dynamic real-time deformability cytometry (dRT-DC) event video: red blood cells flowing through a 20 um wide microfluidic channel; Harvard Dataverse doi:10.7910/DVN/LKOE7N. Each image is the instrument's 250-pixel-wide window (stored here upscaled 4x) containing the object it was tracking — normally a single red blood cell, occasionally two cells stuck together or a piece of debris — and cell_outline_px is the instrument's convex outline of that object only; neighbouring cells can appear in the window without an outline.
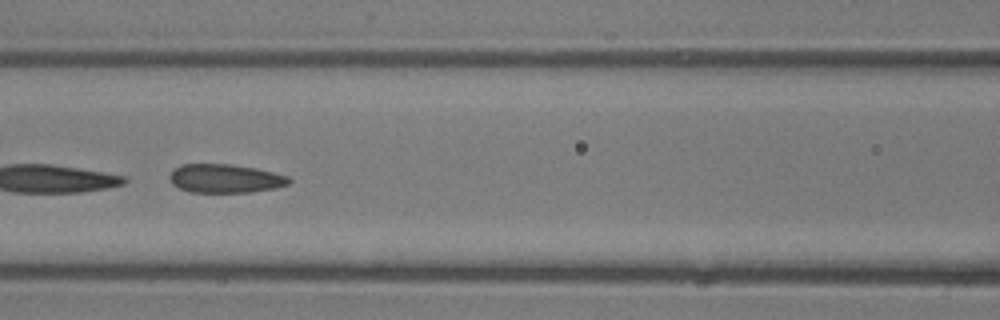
{"species": "common noctule bat (a hibernating species)", "species_latin": "Nyctalus noctula", "temperature_condition": "room temperature", "stored_images_in_passage": 42, "camera_frame_rate_fps": 3000, "um_per_image_px": 0.085, "animal": {"sex": "male", "body_mass_g": 13.3}, "frame": {"image": 1, "passage_image": 19, "time_ms": 6.0, "image_size_px": [1000, 320], "cell_outline_px": [[292, 180], [288, 184], [276, 188], [252, 192], [188, 192], [172, 184], [168, 176], [180, 164], [232, 164], [256, 168], [288, 176]], "centroid_in_image_um": [19.14, 15.17], "position_along_channel_um": 147.5, "area_um2": 20.0}}
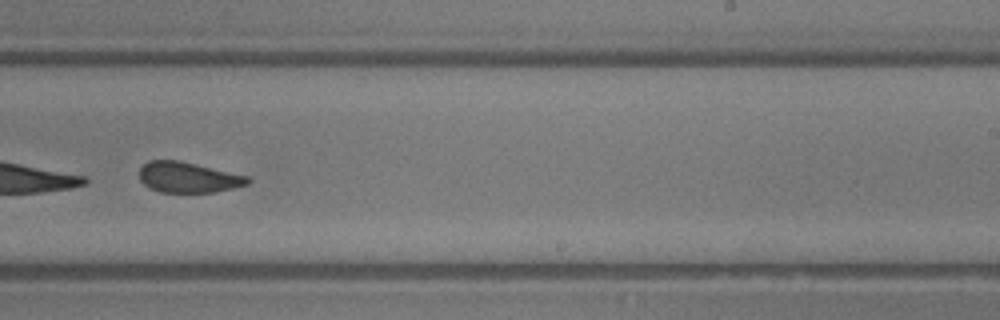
{"frame": {"image": 2, "passage_image": 27, "time_ms": 8.667, "image_size_px": [1000, 320], "cell_outline_px": [[252, 180], [248, 184], [232, 188], [212, 192], [160, 192], [148, 188], [140, 180], [140, 168], [148, 160], [180, 160], [248, 176]], "centroid_in_image_um": [15.98, 15.07], "position_along_channel_um": 273.0, "area_um2": 19.31}, "authors_computed_cell_mechanics": {"area_um2": 20.6635, "velocity_mm_per_s": 4.7242, "shape_relaxation_time_tau1_ms": 9.3757, "shape_relaxation_time_tau2_ms": 1.053, "deformation_change_tau1": 0.3046, "deformation_change_tau2": 0.0721}}